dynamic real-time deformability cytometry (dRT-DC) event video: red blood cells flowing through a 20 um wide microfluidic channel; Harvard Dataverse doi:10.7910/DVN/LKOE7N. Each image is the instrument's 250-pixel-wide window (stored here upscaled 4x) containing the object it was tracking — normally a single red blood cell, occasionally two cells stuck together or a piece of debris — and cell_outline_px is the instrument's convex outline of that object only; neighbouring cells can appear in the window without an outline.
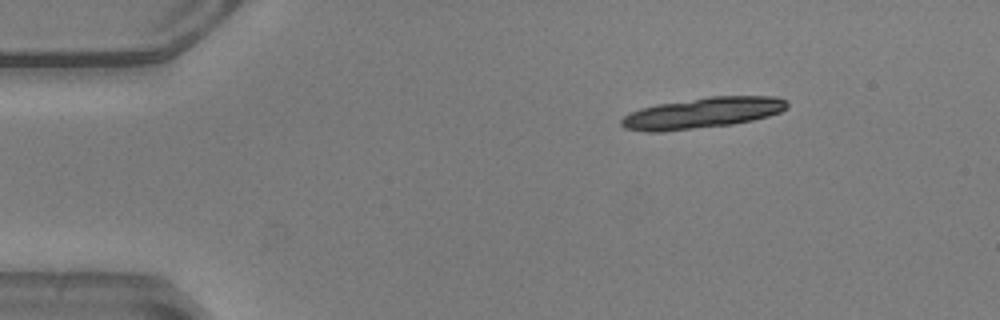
{"species": "common noctule bat (a hibernating species)", "species_latin": "Nyctalus noctula", "temperature_condition": "warm", "stored_images_in_passage": 11, "camera_frame_rate_fps": 3000, "um_per_image_px": 0.085, "animal": {"sex": "male", "body_mass_g": 20.5, "forearm_length_mm": 52.5}, "frame": {"image": 1, "passage_image": 1, "time_ms": 0.0, "image_size_px": [1000, 320], "cell_outline_px": [[788, 108], [780, 112], [768, 116], [752, 120], [732, 124], [664, 132], [644, 132], [624, 128], [620, 124], [620, 120], [628, 112], [640, 108], [656, 104], [708, 96], [776, 96], [788, 100]], "centroid_in_image_um": [59.68, 9.6], "position_along_channel_um": 25.3, "area_um2": 30.17}}